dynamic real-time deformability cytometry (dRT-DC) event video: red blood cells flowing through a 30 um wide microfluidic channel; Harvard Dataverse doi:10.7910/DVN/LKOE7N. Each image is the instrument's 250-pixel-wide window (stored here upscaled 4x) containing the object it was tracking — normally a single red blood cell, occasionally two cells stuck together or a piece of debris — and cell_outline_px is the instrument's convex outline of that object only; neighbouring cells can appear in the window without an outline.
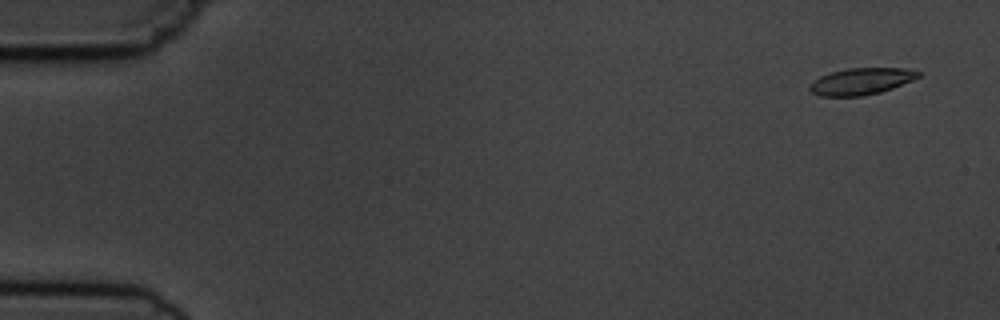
{"species": "common noctule bat (a hibernating species)", "species_latin": "Nyctalus noctula", "temperature_condition": "cold", "stored_images_in_passage": 4, "camera_frame_rate_fps": 3000, "um_per_image_px": 0.085, "animal": {"sex": "male", "body_mass_g": 19.5, "forearm_length_mm": 54.6}, "frame": {"image": 1, "passage_image": 1, "time_ms": 0.0, "image_size_px": [1000, 320], "cell_outline_px": [[920, 76], [912, 80], [892, 88], [880, 92], [864, 96], [820, 96], [812, 92], [808, 88], [808, 84], [812, 80], [820, 76], [832, 72], [848, 68], [908, 68], [920, 72]], "centroid_in_image_um": [73.17, 6.91], "position_along_channel_um": 11.8, "area_um2": 16.94}}
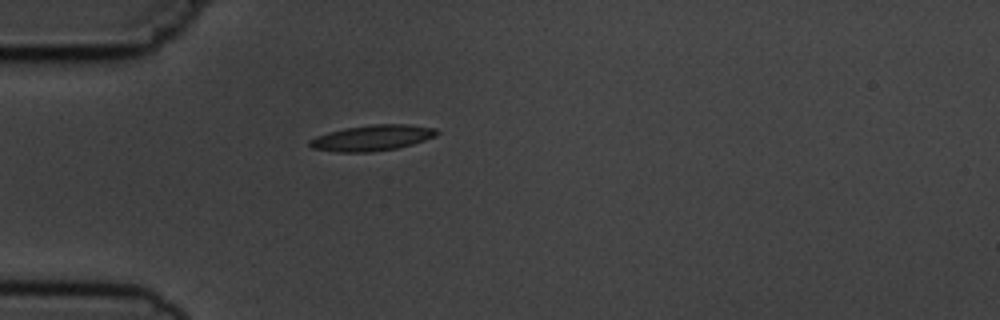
{"frame": {"image": 2, "passage_image": 4, "time_ms": 4.333, "image_size_px": [1000, 320], "cell_outline_px": [[440, 132], [436, 136], [412, 144], [396, 148], [368, 152], [336, 152], [312, 148], [308, 144], [308, 140], [316, 136], [328, 132], [344, 128], [372, 124], [408, 124], [436, 128]], "centroid_in_image_um": [31.62, 11.71], "position_along_channel_um": 53.4, "area_um2": 19.13}}